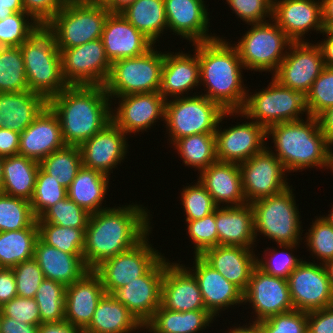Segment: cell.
<instances>
[{"mask_svg":"<svg viewBox=\"0 0 333 333\" xmlns=\"http://www.w3.org/2000/svg\"><path fill=\"white\" fill-rule=\"evenodd\" d=\"M15 12H25L22 0H0V21Z\"/></svg>","mask_w":333,"mask_h":333,"instance_id":"67","label":"cell"},{"mask_svg":"<svg viewBox=\"0 0 333 333\" xmlns=\"http://www.w3.org/2000/svg\"><path fill=\"white\" fill-rule=\"evenodd\" d=\"M20 49L30 91L49 100L69 86L63 77L60 50L45 26L39 27Z\"/></svg>","mask_w":333,"mask_h":333,"instance_id":"5","label":"cell"},{"mask_svg":"<svg viewBox=\"0 0 333 333\" xmlns=\"http://www.w3.org/2000/svg\"><path fill=\"white\" fill-rule=\"evenodd\" d=\"M271 80L268 88L252 95L247 92L244 107L237 111V117L238 114L245 116L267 129L274 124L302 120L299 116L304 112L308 116L302 92L285 87L274 78Z\"/></svg>","mask_w":333,"mask_h":333,"instance_id":"8","label":"cell"},{"mask_svg":"<svg viewBox=\"0 0 333 333\" xmlns=\"http://www.w3.org/2000/svg\"><path fill=\"white\" fill-rule=\"evenodd\" d=\"M308 116L318 117L333 106V67H324L305 95Z\"/></svg>","mask_w":333,"mask_h":333,"instance_id":"50","label":"cell"},{"mask_svg":"<svg viewBox=\"0 0 333 333\" xmlns=\"http://www.w3.org/2000/svg\"><path fill=\"white\" fill-rule=\"evenodd\" d=\"M2 166H3V158L0 156V193L2 189V178H3Z\"/></svg>","mask_w":333,"mask_h":333,"instance_id":"72","label":"cell"},{"mask_svg":"<svg viewBox=\"0 0 333 333\" xmlns=\"http://www.w3.org/2000/svg\"><path fill=\"white\" fill-rule=\"evenodd\" d=\"M327 38L321 43H318V46L321 49L324 66L333 67V28L324 29L322 32Z\"/></svg>","mask_w":333,"mask_h":333,"instance_id":"64","label":"cell"},{"mask_svg":"<svg viewBox=\"0 0 333 333\" xmlns=\"http://www.w3.org/2000/svg\"><path fill=\"white\" fill-rule=\"evenodd\" d=\"M39 170V162L17 154L3 158L1 193L30 201Z\"/></svg>","mask_w":333,"mask_h":333,"instance_id":"38","label":"cell"},{"mask_svg":"<svg viewBox=\"0 0 333 333\" xmlns=\"http://www.w3.org/2000/svg\"><path fill=\"white\" fill-rule=\"evenodd\" d=\"M297 245L299 244H279V247L283 248L284 251H277V249L273 248V252H271L272 250L269 248V254L267 248V250L264 251V258L261 257V259H258L257 256L256 266L266 274L288 279L289 275L303 260L297 259L295 255L286 252L285 249L292 251ZM266 256L270 257L266 258Z\"/></svg>","mask_w":333,"mask_h":333,"instance_id":"52","label":"cell"},{"mask_svg":"<svg viewBox=\"0 0 333 333\" xmlns=\"http://www.w3.org/2000/svg\"><path fill=\"white\" fill-rule=\"evenodd\" d=\"M68 0H22L24 11L45 26Z\"/></svg>","mask_w":333,"mask_h":333,"instance_id":"59","label":"cell"},{"mask_svg":"<svg viewBox=\"0 0 333 333\" xmlns=\"http://www.w3.org/2000/svg\"><path fill=\"white\" fill-rule=\"evenodd\" d=\"M1 316H2V311H1V307H0V319H1Z\"/></svg>","mask_w":333,"mask_h":333,"instance_id":"75","label":"cell"},{"mask_svg":"<svg viewBox=\"0 0 333 333\" xmlns=\"http://www.w3.org/2000/svg\"><path fill=\"white\" fill-rule=\"evenodd\" d=\"M216 319L208 310L171 311L160 305L144 324L152 333H198Z\"/></svg>","mask_w":333,"mask_h":333,"instance_id":"37","label":"cell"},{"mask_svg":"<svg viewBox=\"0 0 333 333\" xmlns=\"http://www.w3.org/2000/svg\"><path fill=\"white\" fill-rule=\"evenodd\" d=\"M121 14L154 44L168 30L164 0H135Z\"/></svg>","mask_w":333,"mask_h":333,"instance_id":"39","label":"cell"},{"mask_svg":"<svg viewBox=\"0 0 333 333\" xmlns=\"http://www.w3.org/2000/svg\"><path fill=\"white\" fill-rule=\"evenodd\" d=\"M215 222L218 245L252 248L256 241L251 203L217 207ZM254 242V243H253Z\"/></svg>","mask_w":333,"mask_h":333,"instance_id":"32","label":"cell"},{"mask_svg":"<svg viewBox=\"0 0 333 333\" xmlns=\"http://www.w3.org/2000/svg\"><path fill=\"white\" fill-rule=\"evenodd\" d=\"M65 291L66 286L60 282L50 279L42 281L34 297L41 324L65 321Z\"/></svg>","mask_w":333,"mask_h":333,"instance_id":"44","label":"cell"},{"mask_svg":"<svg viewBox=\"0 0 333 333\" xmlns=\"http://www.w3.org/2000/svg\"><path fill=\"white\" fill-rule=\"evenodd\" d=\"M307 333H333V305L307 312Z\"/></svg>","mask_w":333,"mask_h":333,"instance_id":"60","label":"cell"},{"mask_svg":"<svg viewBox=\"0 0 333 333\" xmlns=\"http://www.w3.org/2000/svg\"><path fill=\"white\" fill-rule=\"evenodd\" d=\"M105 294L99 275L94 270L86 272L79 280L66 286L65 321L84 330Z\"/></svg>","mask_w":333,"mask_h":333,"instance_id":"28","label":"cell"},{"mask_svg":"<svg viewBox=\"0 0 333 333\" xmlns=\"http://www.w3.org/2000/svg\"><path fill=\"white\" fill-rule=\"evenodd\" d=\"M287 280L294 309L310 312L333 305V288L324 264L304 260Z\"/></svg>","mask_w":333,"mask_h":333,"instance_id":"14","label":"cell"},{"mask_svg":"<svg viewBox=\"0 0 333 333\" xmlns=\"http://www.w3.org/2000/svg\"><path fill=\"white\" fill-rule=\"evenodd\" d=\"M82 329L66 321L39 325L38 333H81Z\"/></svg>","mask_w":333,"mask_h":333,"instance_id":"65","label":"cell"},{"mask_svg":"<svg viewBox=\"0 0 333 333\" xmlns=\"http://www.w3.org/2000/svg\"><path fill=\"white\" fill-rule=\"evenodd\" d=\"M258 323L263 333H307V312L293 309Z\"/></svg>","mask_w":333,"mask_h":333,"instance_id":"56","label":"cell"},{"mask_svg":"<svg viewBox=\"0 0 333 333\" xmlns=\"http://www.w3.org/2000/svg\"><path fill=\"white\" fill-rule=\"evenodd\" d=\"M272 20L293 42H303L309 30L322 33L321 0H273Z\"/></svg>","mask_w":333,"mask_h":333,"instance_id":"23","label":"cell"},{"mask_svg":"<svg viewBox=\"0 0 333 333\" xmlns=\"http://www.w3.org/2000/svg\"><path fill=\"white\" fill-rule=\"evenodd\" d=\"M104 86H68L48 100L61 124L65 145L80 146L112 121Z\"/></svg>","mask_w":333,"mask_h":333,"instance_id":"2","label":"cell"},{"mask_svg":"<svg viewBox=\"0 0 333 333\" xmlns=\"http://www.w3.org/2000/svg\"><path fill=\"white\" fill-rule=\"evenodd\" d=\"M173 145L180 153L183 163L198 172L217 161L214 133H201L178 139Z\"/></svg>","mask_w":333,"mask_h":333,"instance_id":"41","label":"cell"},{"mask_svg":"<svg viewBox=\"0 0 333 333\" xmlns=\"http://www.w3.org/2000/svg\"><path fill=\"white\" fill-rule=\"evenodd\" d=\"M20 47H0V93L28 91Z\"/></svg>","mask_w":333,"mask_h":333,"instance_id":"43","label":"cell"},{"mask_svg":"<svg viewBox=\"0 0 333 333\" xmlns=\"http://www.w3.org/2000/svg\"><path fill=\"white\" fill-rule=\"evenodd\" d=\"M325 267H326V270H327V273H328V277H329L331 286L333 288V259L328 261L325 264Z\"/></svg>","mask_w":333,"mask_h":333,"instance_id":"71","label":"cell"},{"mask_svg":"<svg viewBox=\"0 0 333 333\" xmlns=\"http://www.w3.org/2000/svg\"><path fill=\"white\" fill-rule=\"evenodd\" d=\"M148 235L134 247L105 260L94 269L106 294L143 276L163 256L149 244Z\"/></svg>","mask_w":333,"mask_h":333,"instance_id":"13","label":"cell"},{"mask_svg":"<svg viewBox=\"0 0 333 333\" xmlns=\"http://www.w3.org/2000/svg\"><path fill=\"white\" fill-rule=\"evenodd\" d=\"M292 186L283 192L251 203L255 237L263 234L277 244H298L302 240L301 221Z\"/></svg>","mask_w":333,"mask_h":333,"instance_id":"7","label":"cell"},{"mask_svg":"<svg viewBox=\"0 0 333 333\" xmlns=\"http://www.w3.org/2000/svg\"><path fill=\"white\" fill-rule=\"evenodd\" d=\"M306 232V244L312 254L326 264L333 259V226L322 216L318 217Z\"/></svg>","mask_w":333,"mask_h":333,"instance_id":"53","label":"cell"},{"mask_svg":"<svg viewBox=\"0 0 333 333\" xmlns=\"http://www.w3.org/2000/svg\"><path fill=\"white\" fill-rule=\"evenodd\" d=\"M195 54L183 52L164 54L159 93L167 101L172 98L183 97L195 86L200 85V64L197 55V43L193 44ZM199 84V85H198Z\"/></svg>","mask_w":333,"mask_h":333,"instance_id":"30","label":"cell"},{"mask_svg":"<svg viewBox=\"0 0 333 333\" xmlns=\"http://www.w3.org/2000/svg\"><path fill=\"white\" fill-rule=\"evenodd\" d=\"M162 256L143 276L111 293L144 325L161 305V284L168 264Z\"/></svg>","mask_w":333,"mask_h":333,"instance_id":"18","label":"cell"},{"mask_svg":"<svg viewBox=\"0 0 333 333\" xmlns=\"http://www.w3.org/2000/svg\"><path fill=\"white\" fill-rule=\"evenodd\" d=\"M143 208L130 204L90 214L83 249V260L89 270L134 247L151 233L150 213Z\"/></svg>","mask_w":333,"mask_h":333,"instance_id":"1","label":"cell"},{"mask_svg":"<svg viewBox=\"0 0 333 333\" xmlns=\"http://www.w3.org/2000/svg\"><path fill=\"white\" fill-rule=\"evenodd\" d=\"M323 218L325 220H327L333 226V207H332V209L330 211V214H328V216H326V217L323 216Z\"/></svg>","mask_w":333,"mask_h":333,"instance_id":"73","label":"cell"},{"mask_svg":"<svg viewBox=\"0 0 333 333\" xmlns=\"http://www.w3.org/2000/svg\"><path fill=\"white\" fill-rule=\"evenodd\" d=\"M234 114L237 111H225L218 122L214 133L216 158L221 162L241 164L266 148L267 129L250 120L222 131L219 128L222 120Z\"/></svg>","mask_w":333,"mask_h":333,"instance_id":"15","label":"cell"},{"mask_svg":"<svg viewBox=\"0 0 333 333\" xmlns=\"http://www.w3.org/2000/svg\"><path fill=\"white\" fill-rule=\"evenodd\" d=\"M109 176L82 166L67 189V197L88 213H97L110 207H101L108 191Z\"/></svg>","mask_w":333,"mask_h":333,"instance_id":"36","label":"cell"},{"mask_svg":"<svg viewBox=\"0 0 333 333\" xmlns=\"http://www.w3.org/2000/svg\"><path fill=\"white\" fill-rule=\"evenodd\" d=\"M182 189L181 203L186 214V221L202 219L213 213L218 207L199 180L195 185H189Z\"/></svg>","mask_w":333,"mask_h":333,"instance_id":"51","label":"cell"},{"mask_svg":"<svg viewBox=\"0 0 333 333\" xmlns=\"http://www.w3.org/2000/svg\"><path fill=\"white\" fill-rule=\"evenodd\" d=\"M38 227L0 232V265L12 268L34 257Z\"/></svg>","mask_w":333,"mask_h":333,"instance_id":"40","label":"cell"},{"mask_svg":"<svg viewBox=\"0 0 333 333\" xmlns=\"http://www.w3.org/2000/svg\"><path fill=\"white\" fill-rule=\"evenodd\" d=\"M271 20L250 24V30L245 32L237 45L233 44L245 69L271 71L274 74L284 59V49L290 47L293 41Z\"/></svg>","mask_w":333,"mask_h":333,"instance_id":"11","label":"cell"},{"mask_svg":"<svg viewBox=\"0 0 333 333\" xmlns=\"http://www.w3.org/2000/svg\"><path fill=\"white\" fill-rule=\"evenodd\" d=\"M126 134L113 122L79 146L83 166L109 176L128 152Z\"/></svg>","mask_w":333,"mask_h":333,"instance_id":"21","label":"cell"},{"mask_svg":"<svg viewBox=\"0 0 333 333\" xmlns=\"http://www.w3.org/2000/svg\"><path fill=\"white\" fill-rule=\"evenodd\" d=\"M194 260L195 267L189 271L198 282L206 310L215 317L231 305L243 304V291L239 287L225 279L201 256L194 255Z\"/></svg>","mask_w":333,"mask_h":333,"instance_id":"27","label":"cell"},{"mask_svg":"<svg viewBox=\"0 0 333 333\" xmlns=\"http://www.w3.org/2000/svg\"><path fill=\"white\" fill-rule=\"evenodd\" d=\"M110 11L100 0H68L45 27L58 49H69L102 36Z\"/></svg>","mask_w":333,"mask_h":333,"instance_id":"6","label":"cell"},{"mask_svg":"<svg viewBox=\"0 0 333 333\" xmlns=\"http://www.w3.org/2000/svg\"><path fill=\"white\" fill-rule=\"evenodd\" d=\"M331 171L333 172V150H332V158H331Z\"/></svg>","mask_w":333,"mask_h":333,"instance_id":"74","label":"cell"},{"mask_svg":"<svg viewBox=\"0 0 333 333\" xmlns=\"http://www.w3.org/2000/svg\"><path fill=\"white\" fill-rule=\"evenodd\" d=\"M275 152L288 172L307 168L331 169L332 145L322 132L318 117L307 116L304 121L283 122L267 128Z\"/></svg>","mask_w":333,"mask_h":333,"instance_id":"4","label":"cell"},{"mask_svg":"<svg viewBox=\"0 0 333 333\" xmlns=\"http://www.w3.org/2000/svg\"><path fill=\"white\" fill-rule=\"evenodd\" d=\"M48 106V100L33 91L0 93V128L21 134Z\"/></svg>","mask_w":333,"mask_h":333,"instance_id":"34","label":"cell"},{"mask_svg":"<svg viewBox=\"0 0 333 333\" xmlns=\"http://www.w3.org/2000/svg\"><path fill=\"white\" fill-rule=\"evenodd\" d=\"M114 98H119L120 101L117 111H111L112 121L126 135L146 131L160 120L159 118L164 121L166 100L159 92L136 93Z\"/></svg>","mask_w":333,"mask_h":333,"instance_id":"20","label":"cell"},{"mask_svg":"<svg viewBox=\"0 0 333 333\" xmlns=\"http://www.w3.org/2000/svg\"><path fill=\"white\" fill-rule=\"evenodd\" d=\"M197 55L200 84L206 86V93L202 95L217 103L224 111H241L248 91L241 75V69L245 67L235 46L218 36L197 43Z\"/></svg>","mask_w":333,"mask_h":333,"instance_id":"3","label":"cell"},{"mask_svg":"<svg viewBox=\"0 0 333 333\" xmlns=\"http://www.w3.org/2000/svg\"><path fill=\"white\" fill-rule=\"evenodd\" d=\"M274 76L281 85L306 95L323 70L324 62L318 44L292 42Z\"/></svg>","mask_w":333,"mask_h":333,"instance_id":"17","label":"cell"},{"mask_svg":"<svg viewBox=\"0 0 333 333\" xmlns=\"http://www.w3.org/2000/svg\"><path fill=\"white\" fill-rule=\"evenodd\" d=\"M67 197V189L40 167L30 200L33 214L39 219L50 207Z\"/></svg>","mask_w":333,"mask_h":333,"instance_id":"47","label":"cell"},{"mask_svg":"<svg viewBox=\"0 0 333 333\" xmlns=\"http://www.w3.org/2000/svg\"><path fill=\"white\" fill-rule=\"evenodd\" d=\"M106 55L111 63L144 54L154 46L121 13H109L101 36Z\"/></svg>","mask_w":333,"mask_h":333,"instance_id":"24","label":"cell"},{"mask_svg":"<svg viewBox=\"0 0 333 333\" xmlns=\"http://www.w3.org/2000/svg\"><path fill=\"white\" fill-rule=\"evenodd\" d=\"M38 238L48 246L69 254H83L85 232L52 223H37Z\"/></svg>","mask_w":333,"mask_h":333,"instance_id":"46","label":"cell"},{"mask_svg":"<svg viewBox=\"0 0 333 333\" xmlns=\"http://www.w3.org/2000/svg\"><path fill=\"white\" fill-rule=\"evenodd\" d=\"M39 325L19 322L17 319L5 317L0 319V333H38Z\"/></svg>","mask_w":333,"mask_h":333,"instance_id":"63","label":"cell"},{"mask_svg":"<svg viewBox=\"0 0 333 333\" xmlns=\"http://www.w3.org/2000/svg\"><path fill=\"white\" fill-rule=\"evenodd\" d=\"M17 296L16 282L12 268L0 270V307Z\"/></svg>","mask_w":333,"mask_h":333,"instance_id":"61","label":"cell"},{"mask_svg":"<svg viewBox=\"0 0 333 333\" xmlns=\"http://www.w3.org/2000/svg\"><path fill=\"white\" fill-rule=\"evenodd\" d=\"M144 325L111 294H105L95 309L92 321L84 329L87 333H132Z\"/></svg>","mask_w":333,"mask_h":333,"instance_id":"35","label":"cell"},{"mask_svg":"<svg viewBox=\"0 0 333 333\" xmlns=\"http://www.w3.org/2000/svg\"><path fill=\"white\" fill-rule=\"evenodd\" d=\"M155 46L142 55L112 63L110 75L104 85L110 99L129 94L159 92L165 53L154 49Z\"/></svg>","mask_w":333,"mask_h":333,"instance_id":"9","label":"cell"},{"mask_svg":"<svg viewBox=\"0 0 333 333\" xmlns=\"http://www.w3.org/2000/svg\"><path fill=\"white\" fill-rule=\"evenodd\" d=\"M321 11L324 28H333V0H321Z\"/></svg>","mask_w":333,"mask_h":333,"instance_id":"68","label":"cell"},{"mask_svg":"<svg viewBox=\"0 0 333 333\" xmlns=\"http://www.w3.org/2000/svg\"><path fill=\"white\" fill-rule=\"evenodd\" d=\"M20 145V134L11 129L0 128V156L17 155Z\"/></svg>","mask_w":333,"mask_h":333,"instance_id":"62","label":"cell"},{"mask_svg":"<svg viewBox=\"0 0 333 333\" xmlns=\"http://www.w3.org/2000/svg\"><path fill=\"white\" fill-rule=\"evenodd\" d=\"M268 149L270 148L266 147L239 164L243 193L247 203L277 195L289 187L285 177L287 171L280 160Z\"/></svg>","mask_w":333,"mask_h":333,"instance_id":"16","label":"cell"},{"mask_svg":"<svg viewBox=\"0 0 333 333\" xmlns=\"http://www.w3.org/2000/svg\"><path fill=\"white\" fill-rule=\"evenodd\" d=\"M322 132L333 146V106L318 116Z\"/></svg>","mask_w":333,"mask_h":333,"instance_id":"66","label":"cell"},{"mask_svg":"<svg viewBox=\"0 0 333 333\" xmlns=\"http://www.w3.org/2000/svg\"><path fill=\"white\" fill-rule=\"evenodd\" d=\"M189 237L194 244L195 256H201L207 249L218 245L215 211L202 219L186 221Z\"/></svg>","mask_w":333,"mask_h":333,"instance_id":"54","label":"cell"},{"mask_svg":"<svg viewBox=\"0 0 333 333\" xmlns=\"http://www.w3.org/2000/svg\"><path fill=\"white\" fill-rule=\"evenodd\" d=\"M251 324L249 323L250 326L248 325V327H246L247 325L241 327L240 325L239 327H231L228 333H263V330L258 322H252Z\"/></svg>","mask_w":333,"mask_h":333,"instance_id":"70","label":"cell"},{"mask_svg":"<svg viewBox=\"0 0 333 333\" xmlns=\"http://www.w3.org/2000/svg\"><path fill=\"white\" fill-rule=\"evenodd\" d=\"M199 181L205 186L215 204L241 206L247 203L239 164L216 161L202 170Z\"/></svg>","mask_w":333,"mask_h":333,"instance_id":"31","label":"cell"},{"mask_svg":"<svg viewBox=\"0 0 333 333\" xmlns=\"http://www.w3.org/2000/svg\"><path fill=\"white\" fill-rule=\"evenodd\" d=\"M39 27L26 12H15L0 21V47H20Z\"/></svg>","mask_w":333,"mask_h":333,"instance_id":"49","label":"cell"},{"mask_svg":"<svg viewBox=\"0 0 333 333\" xmlns=\"http://www.w3.org/2000/svg\"><path fill=\"white\" fill-rule=\"evenodd\" d=\"M253 250L239 246L217 245L207 249L201 257L244 292L256 267L257 256Z\"/></svg>","mask_w":333,"mask_h":333,"instance_id":"29","label":"cell"},{"mask_svg":"<svg viewBox=\"0 0 333 333\" xmlns=\"http://www.w3.org/2000/svg\"><path fill=\"white\" fill-rule=\"evenodd\" d=\"M64 80L69 86H104L111 71L101 38L80 46L59 49Z\"/></svg>","mask_w":333,"mask_h":333,"instance_id":"12","label":"cell"},{"mask_svg":"<svg viewBox=\"0 0 333 333\" xmlns=\"http://www.w3.org/2000/svg\"><path fill=\"white\" fill-rule=\"evenodd\" d=\"M204 0H164L168 30L190 42L200 43L215 39L208 35L209 13Z\"/></svg>","mask_w":333,"mask_h":333,"instance_id":"25","label":"cell"},{"mask_svg":"<svg viewBox=\"0 0 333 333\" xmlns=\"http://www.w3.org/2000/svg\"><path fill=\"white\" fill-rule=\"evenodd\" d=\"M178 263H169L164 269L161 284V305L171 311L206 310L194 275Z\"/></svg>","mask_w":333,"mask_h":333,"instance_id":"22","label":"cell"},{"mask_svg":"<svg viewBox=\"0 0 333 333\" xmlns=\"http://www.w3.org/2000/svg\"><path fill=\"white\" fill-rule=\"evenodd\" d=\"M5 317L17 319L19 322L40 325L41 317L38 304L34 298L16 296L1 307Z\"/></svg>","mask_w":333,"mask_h":333,"instance_id":"58","label":"cell"},{"mask_svg":"<svg viewBox=\"0 0 333 333\" xmlns=\"http://www.w3.org/2000/svg\"><path fill=\"white\" fill-rule=\"evenodd\" d=\"M64 146L59 118L47 106L20 134L18 154L40 162Z\"/></svg>","mask_w":333,"mask_h":333,"instance_id":"26","label":"cell"},{"mask_svg":"<svg viewBox=\"0 0 333 333\" xmlns=\"http://www.w3.org/2000/svg\"><path fill=\"white\" fill-rule=\"evenodd\" d=\"M110 13H121L135 0H100Z\"/></svg>","mask_w":333,"mask_h":333,"instance_id":"69","label":"cell"},{"mask_svg":"<svg viewBox=\"0 0 333 333\" xmlns=\"http://www.w3.org/2000/svg\"><path fill=\"white\" fill-rule=\"evenodd\" d=\"M243 302L251 303L255 321L267 319L294 309L288 280L264 273L257 266L253 269L247 289L243 292Z\"/></svg>","mask_w":333,"mask_h":333,"instance_id":"19","label":"cell"},{"mask_svg":"<svg viewBox=\"0 0 333 333\" xmlns=\"http://www.w3.org/2000/svg\"><path fill=\"white\" fill-rule=\"evenodd\" d=\"M89 216L90 213L84 208L66 197L50 207L37 219V223H52L62 227L82 229L85 232Z\"/></svg>","mask_w":333,"mask_h":333,"instance_id":"48","label":"cell"},{"mask_svg":"<svg viewBox=\"0 0 333 333\" xmlns=\"http://www.w3.org/2000/svg\"><path fill=\"white\" fill-rule=\"evenodd\" d=\"M17 296L34 298L42 281L45 279L39 264L34 258L20 262L12 267Z\"/></svg>","mask_w":333,"mask_h":333,"instance_id":"55","label":"cell"},{"mask_svg":"<svg viewBox=\"0 0 333 333\" xmlns=\"http://www.w3.org/2000/svg\"><path fill=\"white\" fill-rule=\"evenodd\" d=\"M82 166L79 147L70 145H65L63 148L54 151L39 162V167L45 173L54 177L66 189H68Z\"/></svg>","mask_w":333,"mask_h":333,"instance_id":"42","label":"cell"},{"mask_svg":"<svg viewBox=\"0 0 333 333\" xmlns=\"http://www.w3.org/2000/svg\"><path fill=\"white\" fill-rule=\"evenodd\" d=\"M225 111L215 102L201 95L177 97L165 102L164 123L170 142L201 133H215Z\"/></svg>","mask_w":333,"mask_h":333,"instance_id":"10","label":"cell"},{"mask_svg":"<svg viewBox=\"0 0 333 333\" xmlns=\"http://www.w3.org/2000/svg\"><path fill=\"white\" fill-rule=\"evenodd\" d=\"M38 227L30 201L0 193V232Z\"/></svg>","mask_w":333,"mask_h":333,"instance_id":"45","label":"cell"},{"mask_svg":"<svg viewBox=\"0 0 333 333\" xmlns=\"http://www.w3.org/2000/svg\"><path fill=\"white\" fill-rule=\"evenodd\" d=\"M234 13L248 25L272 19L273 0H226ZM266 17V18H265Z\"/></svg>","mask_w":333,"mask_h":333,"instance_id":"57","label":"cell"},{"mask_svg":"<svg viewBox=\"0 0 333 333\" xmlns=\"http://www.w3.org/2000/svg\"><path fill=\"white\" fill-rule=\"evenodd\" d=\"M45 279L60 282L65 286L79 280L89 271L83 254H69L43 243L39 238L34 247V257Z\"/></svg>","mask_w":333,"mask_h":333,"instance_id":"33","label":"cell"}]
</instances>
